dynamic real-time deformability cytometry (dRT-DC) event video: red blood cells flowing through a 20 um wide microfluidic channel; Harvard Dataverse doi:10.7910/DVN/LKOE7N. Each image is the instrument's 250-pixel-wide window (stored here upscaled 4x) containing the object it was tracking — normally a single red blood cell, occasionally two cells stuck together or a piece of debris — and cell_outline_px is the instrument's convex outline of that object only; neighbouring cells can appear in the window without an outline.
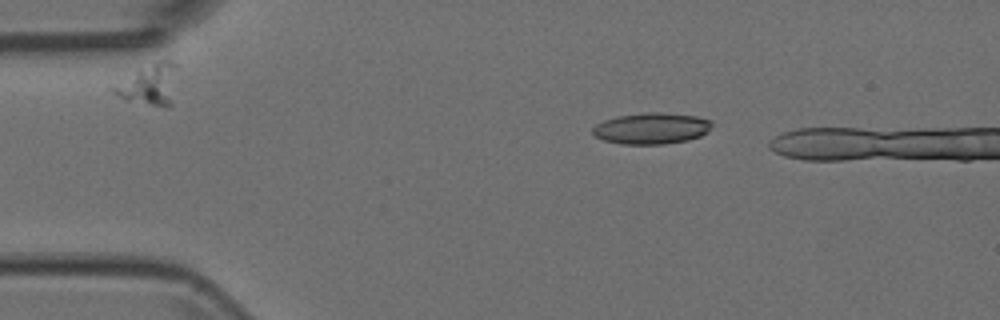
{"species": "Egyptian fruit bat (a non-hibernating species)", "species_latin": "Rousettus aegyptiacus", "temperature_condition": "room temperature", "stored_images_in_passage": 4, "camera_frame_rate_fps": 3000, "um_per_image_px": 0.085, "animal": {"sex": "female"}, "frame": {"image": 1, "passage_image": 3, "time_ms": 0.667, "image_size_px": [1000, 320], "cell_outline_px": [[712, 124], [708, 132], [700, 136], [688, 140], [664, 144], [620, 144], [604, 140], [592, 136], [592, 128], [596, 124], [604, 120], [616, 116], [648, 112], [660, 112], [696, 116], [712, 120]], "centroid_in_image_um": [55.36, 10.91], "position_along_channel_um": 29.6, "area_um2": 21.91}}